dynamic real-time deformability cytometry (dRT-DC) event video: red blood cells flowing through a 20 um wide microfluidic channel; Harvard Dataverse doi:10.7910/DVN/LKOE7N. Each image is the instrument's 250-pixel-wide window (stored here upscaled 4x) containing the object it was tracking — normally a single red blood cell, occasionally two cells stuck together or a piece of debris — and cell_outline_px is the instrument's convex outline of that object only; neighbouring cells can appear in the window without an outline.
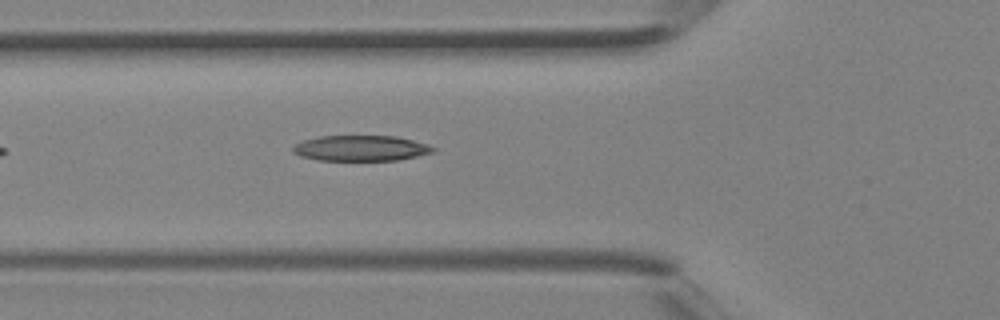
{"species": "Egyptian fruit bat (a non-hibernating species)", "species_latin": "Rousettus aegyptiacus", "temperature_condition": "room temperature", "stored_images_in_passage": 30, "camera_frame_rate_fps": 3000, "um_per_image_px": 0.085, "animal": {"sex": "female"}, "frame": {"image": 1, "passage_image": 4, "time_ms": 1.0, "image_size_px": [1000, 320], "cell_outline_px": [[436, 148], [432, 152], [416, 156], [396, 160], [320, 160], [300, 156], [292, 152], [292, 148], [296, 144], [304, 140], [320, 136], [396, 136], [428, 144]], "centroid_in_image_um": [30.66, 12.59], "position_along_channel_um": 95.1, "area_um2": 20.69}}
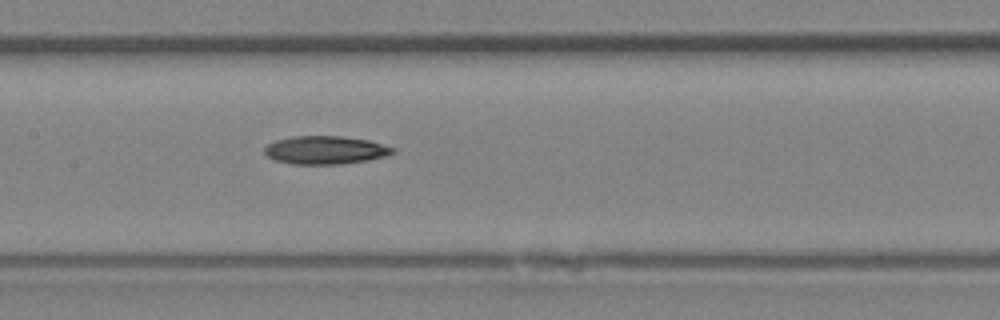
{"frame": {"image": 2, "passage_image": 9, "time_ms": 2.667, "image_size_px": [1000, 320], "cell_outline_px": [[396, 152], [384, 156], [368, 160], [340, 164], [292, 164], [276, 160], [268, 156], [264, 152], [264, 148], [268, 144], [276, 140], [292, 136], [344, 136], [368, 140], [396, 148]], "centroid_in_image_um": [27.67, 12.75], "position_along_channel_um": 179.7, "area_um2": 21.04}}
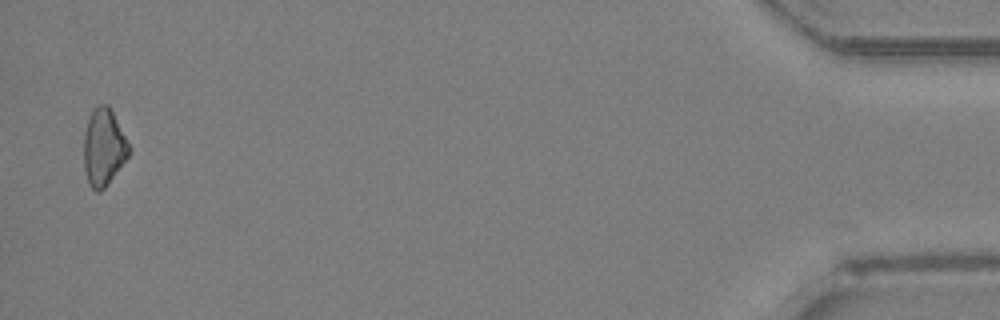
{"frame": {"image": 3, "passage_image": 29, "time_ms": 9.333, "image_size_px": [1000, 320], "cell_outline_px": [[132, 148], [128, 156], [108, 184], [100, 192], [96, 192], [88, 184], [84, 168], [84, 132], [92, 108], [100, 104], [108, 104]], "centroid_in_image_um": [8.81, 12.52], "position_along_channel_um": 426.4, "area_um2": 20.4}}